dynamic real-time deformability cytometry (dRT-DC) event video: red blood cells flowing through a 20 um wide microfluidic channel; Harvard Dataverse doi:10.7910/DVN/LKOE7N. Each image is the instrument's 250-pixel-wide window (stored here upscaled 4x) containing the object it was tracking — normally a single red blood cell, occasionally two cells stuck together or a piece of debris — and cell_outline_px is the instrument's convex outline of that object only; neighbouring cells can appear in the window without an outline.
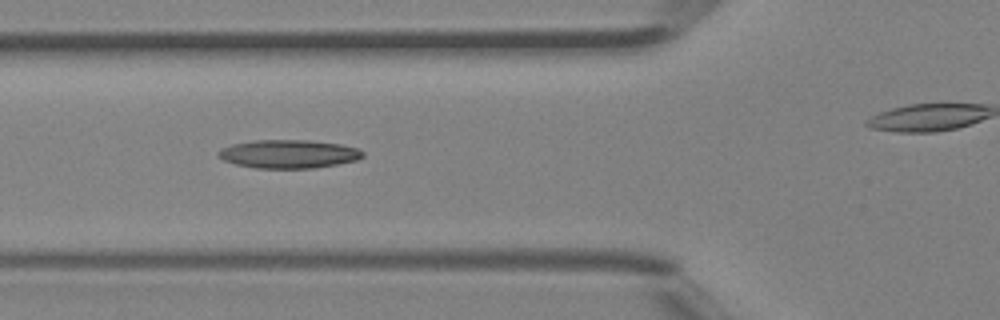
{"species": "Egyptian fruit bat (a non-hibernating species)", "species_latin": "Rousettus aegyptiacus", "temperature_condition": "room temperature", "stored_images_in_passage": 7, "segment_of_instrument_passage": [1, 2], "camera_frame_rate_fps": 3000, "um_per_image_px": 0.085, "animal": {"sex": "female"}, "frame": {"image": 1, "passage_image": 5, "time_ms": 1.333, "image_size_px": [1000, 320], "cell_outline_px": [[364, 156], [356, 160], [316, 168], [256, 168], [236, 164], [224, 160], [216, 156], [216, 152], [220, 148], [232, 144], [256, 140], [308, 140], [340, 144], [360, 148], [364, 152]], "centroid_in_image_um": [24.52, 13.08], "position_along_channel_um": 101.3, "area_um2": 24.04}}